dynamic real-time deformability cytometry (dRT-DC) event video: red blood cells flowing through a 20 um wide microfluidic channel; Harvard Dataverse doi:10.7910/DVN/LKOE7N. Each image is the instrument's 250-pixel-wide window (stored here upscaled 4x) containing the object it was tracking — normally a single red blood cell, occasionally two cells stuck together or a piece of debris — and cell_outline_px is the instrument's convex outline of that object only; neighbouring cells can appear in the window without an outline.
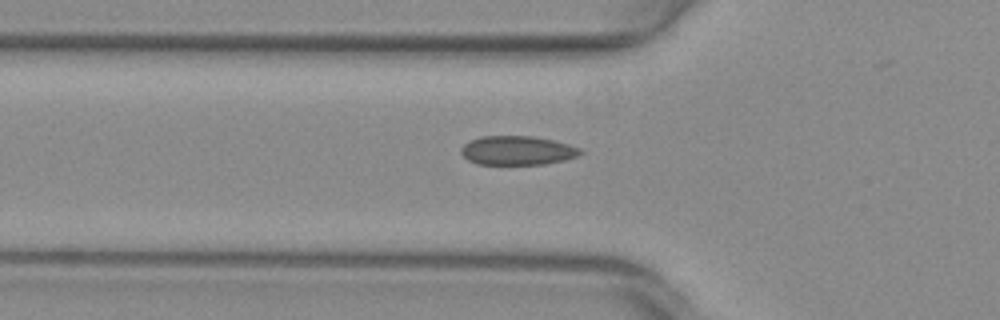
{"species": "common noctule bat (a hibernating species)", "species_latin": "Nyctalus noctula", "temperature_condition": "warm", "stored_images_in_passage": 20, "camera_frame_rate_fps": 3000, "um_per_image_px": 0.085, "animal": {"sex": "female", "body_mass_g": 29.2, "forearm_length_mm": 56.3}, "frame": {"image": 1, "passage_image": 6, "time_ms": 1.667, "image_size_px": [1000, 320], "cell_outline_px": [[584, 152], [576, 156], [564, 160], [544, 164], [476, 164], [468, 160], [460, 152], [460, 148], [468, 140], [480, 136], [532, 136], [552, 140], [568, 144], [580, 148]], "centroid_in_image_um": [43.93, 12.78], "position_along_channel_um": 81.9, "area_um2": 20.23}}
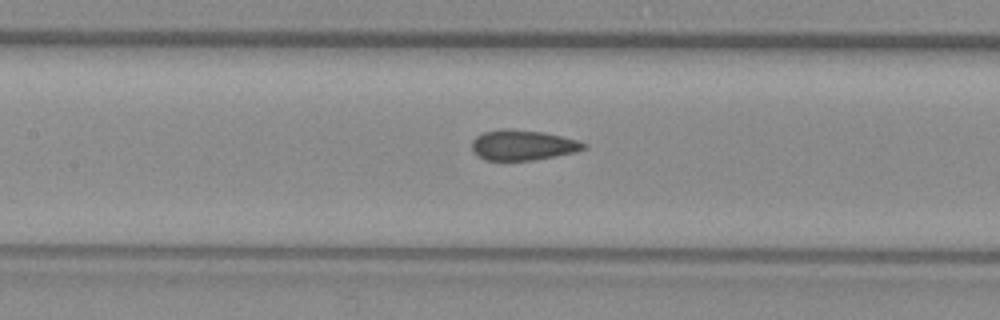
{"frame": {"image": 2, "passage_image": 12, "time_ms": 3.667, "image_size_px": [1000, 320], "cell_outline_px": [[588, 148], [576, 152], [532, 160], [484, 160], [476, 156], [472, 152], [472, 140], [476, 136], [484, 132], [500, 128], [512, 128], [544, 132], [576, 140], [588, 144]], "centroid_in_image_um": [44.4, 12.32], "position_along_channel_um": 163.0, "area_um2": 20.0}}
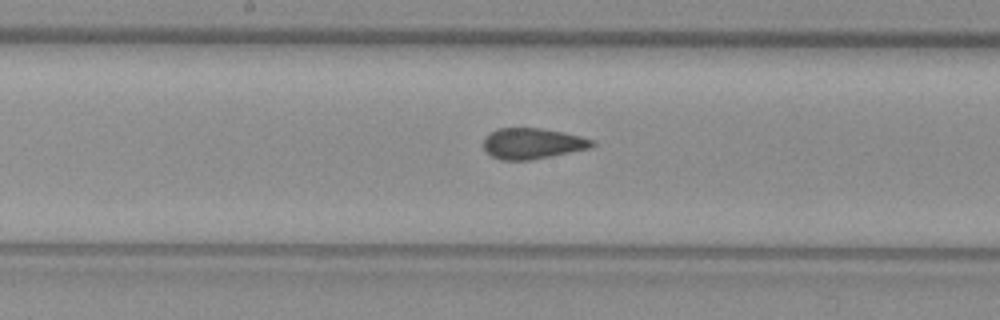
{"frame": {"image": 3, "passage_image": 15, "time_ms": 4.667, "image_size_px": [1000, 320], "cell_outline_px": [[596, 144], [592, 148], [532, 160], [500, 160], [492, 156], [484, 148], [484, 136], [488, 132], [496, 128], [544, 128], [564, 132], [596, 140]], "centroid_in_image_um": [45.28, 12.19], "position_along_channel_um": 202.9, "area_um2": 19.88}}